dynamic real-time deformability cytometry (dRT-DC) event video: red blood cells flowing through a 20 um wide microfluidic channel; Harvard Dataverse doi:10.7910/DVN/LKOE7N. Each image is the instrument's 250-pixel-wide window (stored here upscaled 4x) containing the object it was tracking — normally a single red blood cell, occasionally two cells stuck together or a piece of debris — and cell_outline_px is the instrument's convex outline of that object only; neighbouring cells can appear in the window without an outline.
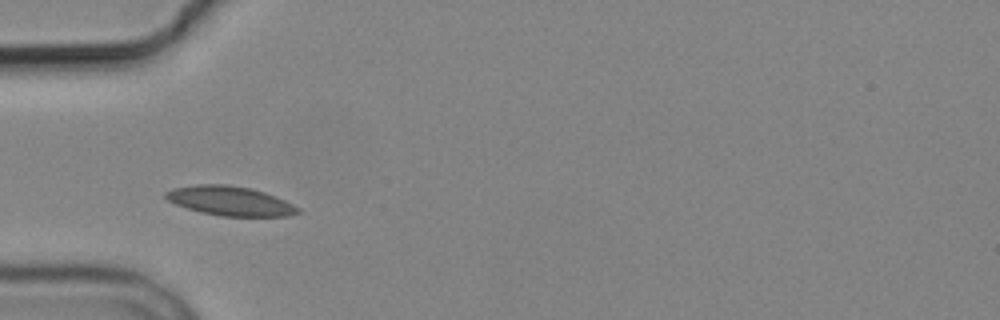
{"species": "common noctule bat (a hibernating species)", "species_latin": "Nyctalus noctula", "temperature_condition": "cold", "stored_images_in_passage": 5, "camera_frame_rate_fps": 3000, "um_per_image_px": 0.085, "animal": {"sex": "male", "body_mass_g": 19.2, "forearm_length_mm": 51.8}, "frame": {"image": 1, "passage_image": 2, "time_ms": 1.0, "image_size_px": [1000, 320], "cell_outline_px": [[304, 212], [288, 216], [220, 216], [200, 212], [176, 204], [168, 200], [164, 196], [164, 192], [172, 188], [196, 184], [224, 184], [248, 188], [264, 192], [276, 196], [300, 208]], "centroid_in_image_um": [19.57, 17.08], "position_along_channel_um": 65.4, "area_um2": 22.66}}
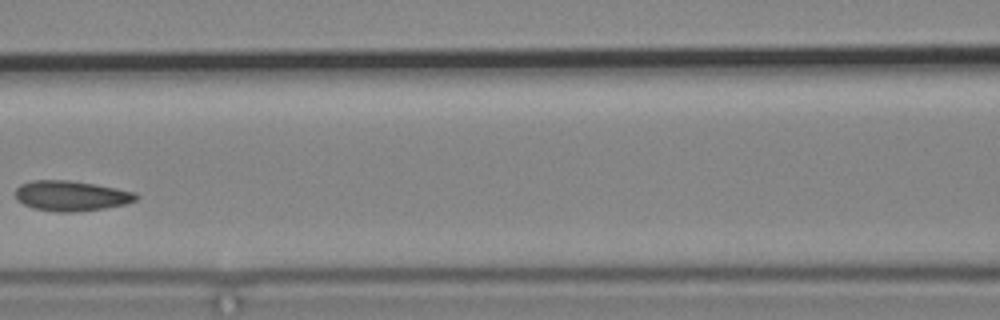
{"frame": {"image": 2, "passage_image": 4, "time_ms": 3.667, "image_size_px": [1000, 320], "cell_outline_px": [[140, 196], [136, 200], [128, 204], [104, 208], [72, 212], [56, 212], [32, 208], [16, 200], [16, 188], [20, 184], [32, 180], [68, 180], [96, 184], [136, 192]], "centroid_in_image_um": [6.06, 16.64], "position_along_channel_um": 160.5, "area_um2": 21.44}}
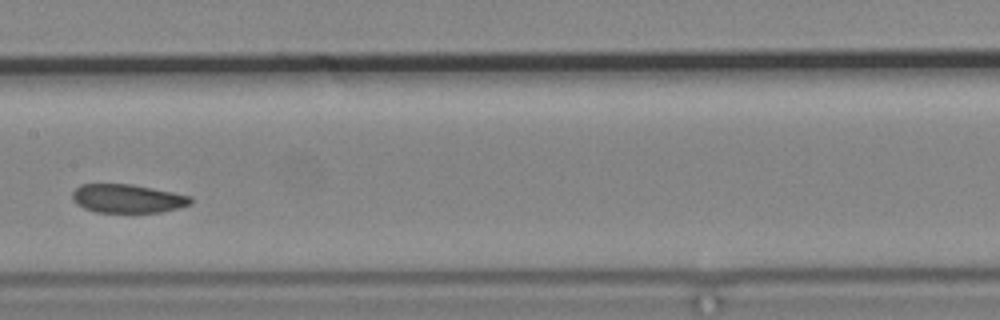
{"frame": {"image": 3, "passage_image": 5, "time_ms": 4.667, "image_size_px": [1000, 320], "cell_outline_px": [[192, 204], [160, 212], [96, 212], [84, 208], [76, 204], [72, 200], [72, 192], [80, 184], [132, 184], [192, 196]], "centroid_in_image_um": [10.82, 16.87], "position_along_channel_um": 196.6, "area_um2": 19.71}}